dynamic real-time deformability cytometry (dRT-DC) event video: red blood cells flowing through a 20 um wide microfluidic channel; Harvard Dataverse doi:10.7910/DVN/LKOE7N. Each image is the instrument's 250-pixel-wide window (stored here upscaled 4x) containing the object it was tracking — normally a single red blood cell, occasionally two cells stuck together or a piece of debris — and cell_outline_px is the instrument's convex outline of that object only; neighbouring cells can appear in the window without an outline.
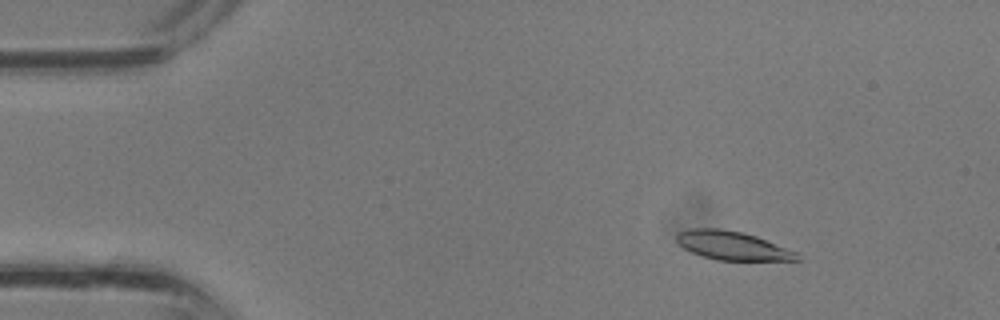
{"species": "common noctule bat (a hibernating species)", "species_latin": "Nyctalus noctula", "temperature_condition": "room temperature", "stored_images_in_passage": 36, "camera_frame_rate_fps": 3000, "um_per_image_px": 0.085, "animal": {"sex": "male", "body_mass_g": 13.3}, "frame": {"image": 1, "passage_image": 5, "time_ms": 1.333, "image_size_px": [1000, 320], "cell_outline_px": [[800, 260], [716, 260], [692, 252], [684, 248], [676, 240], [676, 236], [680, 232], [688, 228], [720, 228], [744, 232], [756, 236], [800, 252]], "centroid_in_image_um": [62.3, 20.87], "position_along_channel_um": 22.7, "area_um2": 20.23}}
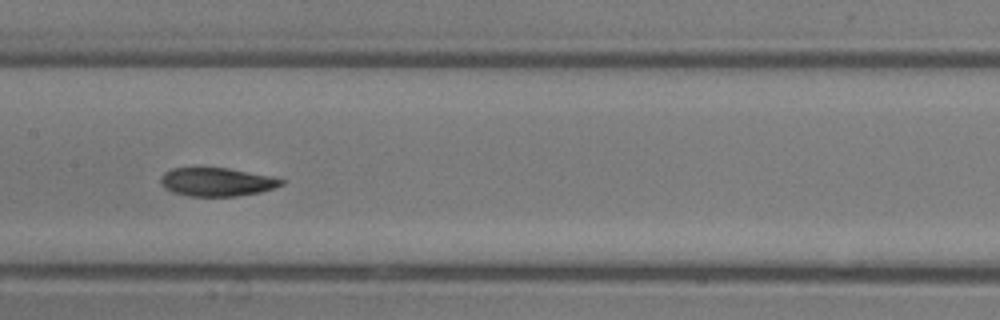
{"frame": {"image": 2, "passage_image": 18, "time_ms": 5.667, "image_size_px": [1000, 320], "cell_outline_px": [[284, 184], [260, 192], [236, 196], [188, 196], [172, 192], [164, 188], [160, 184], [160, 176], [164, 172], [172, 168], [228, 168], [272, 176], [284, 180]], "centroid_in_image_um": [18.39, 15.46], "position_along_channel_um": 189.0, "area_um2": 20.06}}
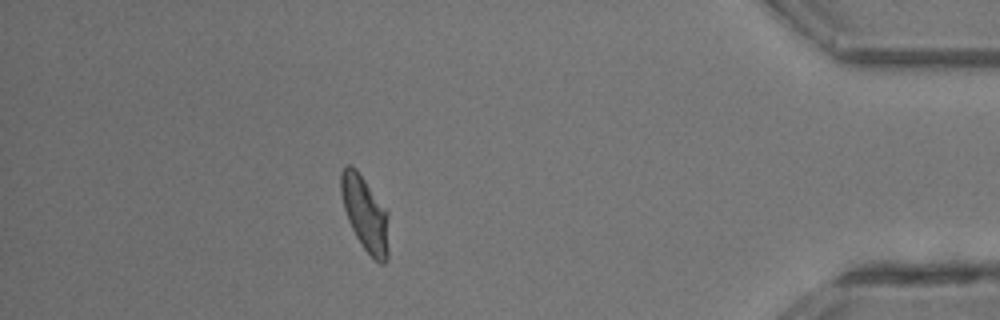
{"frame": {"image": 3, "passage_image": 32, "time_ms": 10.333, "image_size_px": [1000, 320], "cell_outline_px": [[388, 260], [384, 264], [380, 264], [364, 248], [356, 236], [348, 220], [344, 208], [340, 192], [340, 172], [348, 164], [356, 168], [388, 212]], "centroid_in_image_um": [31.03, 18.16], "position_along_channel_um": 404.2, "area_um2": 20.69}}